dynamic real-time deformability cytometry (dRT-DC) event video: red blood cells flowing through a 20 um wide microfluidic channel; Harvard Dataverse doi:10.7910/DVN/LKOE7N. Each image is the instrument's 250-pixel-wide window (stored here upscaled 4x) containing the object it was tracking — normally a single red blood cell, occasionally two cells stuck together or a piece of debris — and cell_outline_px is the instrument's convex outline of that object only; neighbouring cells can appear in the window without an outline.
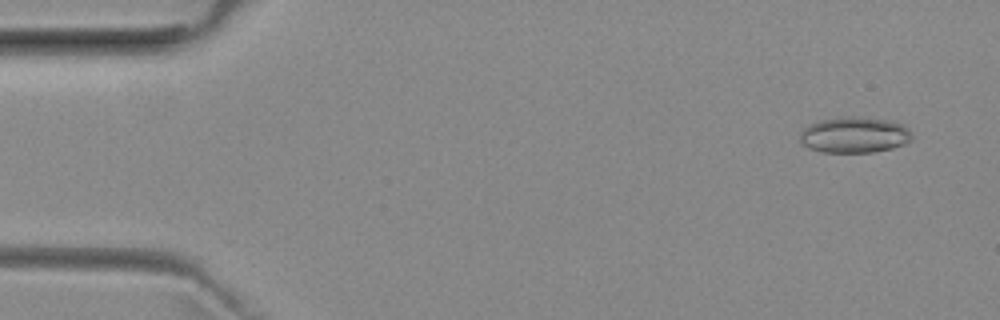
{"species": "common noctule bat (a hibernating species)", "species_latin": "Nyctalus noctula", "temperature_condition": "room temperature", "stored_images_in_passage": 52, "camera_frame_rate_fps": 3000, "um_per_image_px": 0.085, "animal": {"sex": "female", "body_mass_g": 29.2, "forearm_length_mm": 56.3}, "frame": {"image": 1, "passage_image": 3, "time_ms": 0.667, "image_size_px": [1000, 320], "cell_outline_px": [[912, 140], [904, 144], [892, 148], [872, 152], [824, 152], [808, 148], [800, 140], [800, 132], [808, 124], [820, 120], [848, 116], [852, 116], [884, 120], [904, 124], [908, 128], [912, 136]], "centroid_in_image_um": [72.62, 11.47], "position_along_channel_um": 12.4, "area_um2": 23.35}}
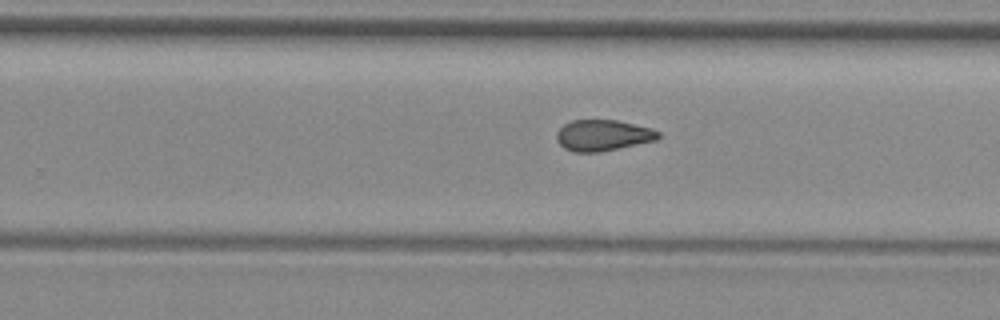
{"frame": {"image": 2, "passage_image": 32, "time_ms": 10.333, "image_size_px": [1000, 320], "cell_outline_px": [[660, 136], [656, 140], [600, 152], [572, 152], [564, 148], [556, 140], [556, 132], [564, 124], [572, 120], [616, 120], [648, 128], [660, 132]], "centroid_in_image_um": [51.19, 11.51], "position_along_channel_um": 278.6, "area_um2": 18.26}}
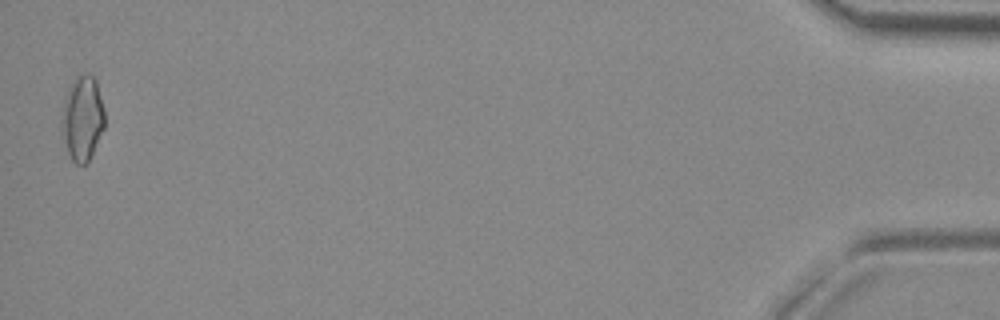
{"frame": {"image": 3, "passage_image": 51, "time_ms": 16.667, "image_size_px": [1000, 320], "cell_outline_px": [[104, 128], [88, 160], [84, 164], [76, 164], [72, 160], [68, 152], [60, 120], [64, 100], [76, 76], [84, 72], [88, 72], [96, 80], [104, 108]], "centroid_in_image_um": [7.01, 10.01], "position_along_channel_um": 428.2, "area_um2": 20.87}, "authors_computed_cell_mechanics": {"area_um2": 18.9873, "velocity_mm_per_s": 3.9685, "shape_relaxation_time_tau1_ms": null, "shape_relaxation_time_tau2_ms": 3.2235, "deformation_change_tau1": null, "deformation_change_tau2": 0.0902}}